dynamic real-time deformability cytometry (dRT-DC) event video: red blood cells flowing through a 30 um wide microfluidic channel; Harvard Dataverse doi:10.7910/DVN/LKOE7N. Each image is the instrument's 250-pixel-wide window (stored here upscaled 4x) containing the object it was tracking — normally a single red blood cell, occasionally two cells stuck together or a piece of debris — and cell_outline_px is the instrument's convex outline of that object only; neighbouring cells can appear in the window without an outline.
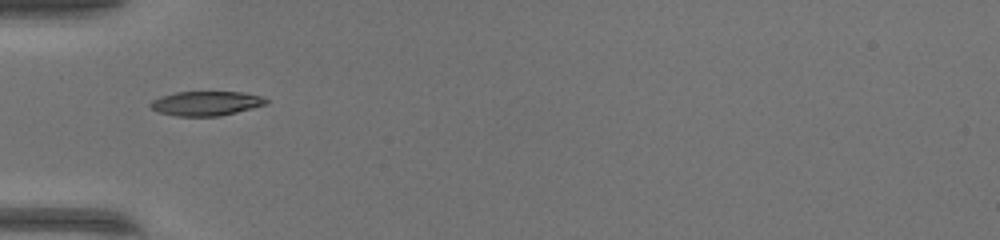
{"species": "common noctule bat (a hibernating species)", "species_latin": "Nyctalus noctula", "temperature_condition": "warm", "stored_images_in_passage": 33, "camera_frame_rate_fps": 3000, "um_per_image_px": 0.085, "animal": {"sex": "female", "body_mass_g": 17.0, "forearm_length_mm": 48.0}, "frame": {"image": 1, "passage_image": 1, "time_ms": 0.0, "image_size_px": [1000, 240], "cell_outline_px": [[268, 104], [220, 116], [176, 116], [160, 112], [152, 108], [148, 104], [152, 100], [160, 96], [176, 92], [244, 92], [260, 96], [268, 100]], "centroid_in_image_um": [17.51, 8.78], "position_along_channel_um": 67.5, "area_um2": 16.42}}
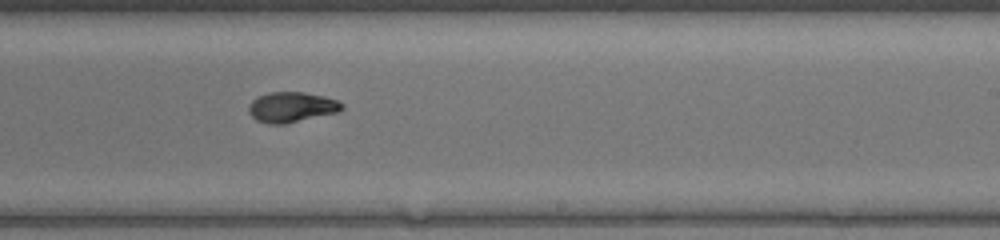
{"frame": {"image": 2, "passage_image": 15, "time_ms": 4.667, "image_size_px": [1000, 240], "cell_outline_px": [[344, 108], [340, 112], [284, 124], [268, 124], [256, 120], [248, 112], [248, 104], [256, 96], [268, 92], [304, 92], [324, 96], [336, 100], [344, 104]], "centroid_in_image_um": [24.77, 9.1], "position_along_channel_um": 264.2, "area_um2": 16.7}}
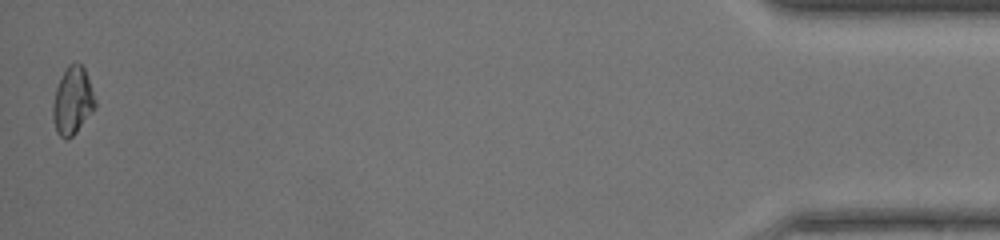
{"frame": {"image": 3, "passage_image": 33, "time_ms": 10.667, "image_size_px": [1000, 240], "cell_outline_px": [[96, 108], [76, 132], [68, 140], [60, 136], [56, 132], [52, 116], [52, 104], [56, 88], [68, 64], [80, 64], [84, 68], [96, 100]], "centroid_in_image_um": [6.16, 8.61], "position_along_channel_um": 429.0, "area_um2": 16.53}, "authors_computed_cell_mechanics": {"area_um2": 16.2996, "velocity_mm_per_s": 4.2404, "shape_relaxation_time_tau1_ms": 4.3724, "shape_relaxation_time_tau2_ms": 1.8066, "deformation_change_tau1": 0.1943, "deformation_change_tau2": 0.0336}}